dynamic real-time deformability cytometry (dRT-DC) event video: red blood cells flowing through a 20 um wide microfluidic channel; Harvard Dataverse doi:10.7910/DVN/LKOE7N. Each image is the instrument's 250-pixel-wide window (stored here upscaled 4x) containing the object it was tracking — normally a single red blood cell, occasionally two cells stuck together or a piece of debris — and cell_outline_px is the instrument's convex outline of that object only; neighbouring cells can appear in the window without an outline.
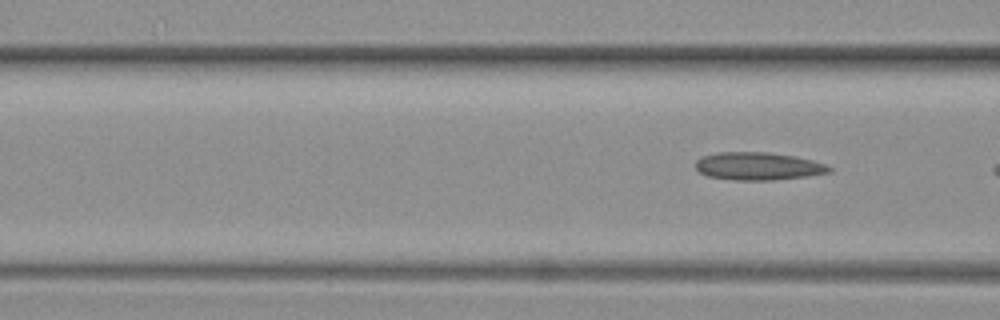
{"species": "common noctule bat (a hibernating species)", "species_latin": "Nyctalus noctula", "temperature_condition": "warm", "stored_images_in_passage": 7, "segment_of_instrument_passage": [2, 2], "camera_frame_rate_fps": 3000, "um_per_image_px": 0.085, "animal": {"sex": "female", "body_mass_g": 19.3, "forearm_length_mm": 54.1}, "frame": {"image": 1, "passage_image": 7, "time_ms": 2.0, "image_size_px": [1000, 320], "cell_outline_px": [[832, 172], [804, 176], [772, 180], [736, 180], [708, 176], [700, 172], [696, 168], [696, 160], [704, 156], [716, 152], [768, 152], [792, 156], [812, 160], [824, 164], [832, 168]], "centroid_in_image_um": [64.42, 14.12], "position_along_channel_um": 102.2, "area_um2": 21.39}}